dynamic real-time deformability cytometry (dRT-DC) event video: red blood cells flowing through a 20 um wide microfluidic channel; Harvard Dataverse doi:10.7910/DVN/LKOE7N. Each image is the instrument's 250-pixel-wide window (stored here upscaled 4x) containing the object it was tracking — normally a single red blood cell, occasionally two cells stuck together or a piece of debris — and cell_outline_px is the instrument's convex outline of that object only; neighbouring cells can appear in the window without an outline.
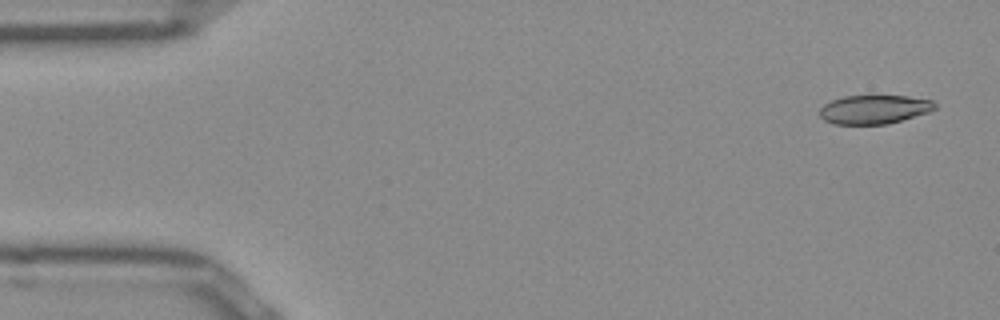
{"species": "Egyptian fruit bat (a non-hibernating species)", "species_latin": "Rousettus aegyptiacus", "temperature_condition": "room temperature", "stored_images_in_passage": 49, "camera_frame_rate_fps": 3000, "um_per_image_px": 0.085, "frame": {"image": 1, "passage_image": 1, "time_ms": 0.0, "image_size_px": [1000, 320], "cell_outline_px": [[936, 108], [932, 112], [888, 124], [836, 124], [824, 120], [820, 116], [820, 108], [824, 104], [832, 100], [844, 96], [908, 96], [932, 100], [936, 104]], "centroid_in_image_um": [74.35, 9.3], "position_along_channel_um": 10.6, "area_um2": 19.48}}
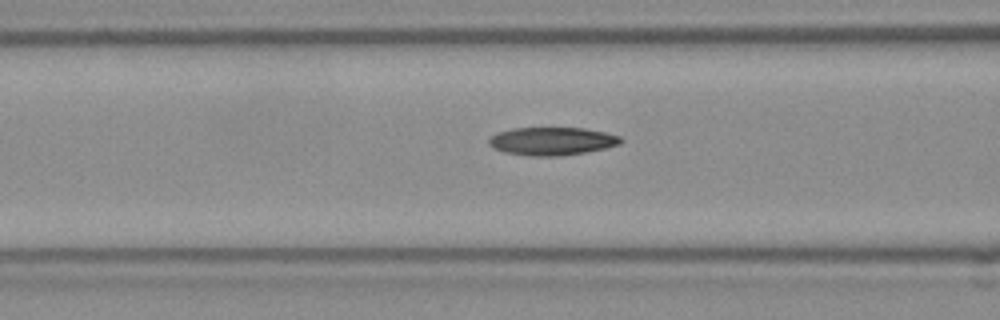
{"frame": {"image": 2, "passage_image": 18, "time_ms": 5.667, "image_size_px": [1000, 320], "cell_outline_px": [[624, 140], [620, 144], [604, 148], [584, 152], [560, 156], [532, 156], [504, 152], [492, 148], [488, 144], [488, 140], [496, 132], [512, 128], [584, 128], [604, 132], [620, 136]], "centroid_in_image_um": [46.89, 11.99], "position_along_channel_um": 119.7, "area_um2": 21.56}}
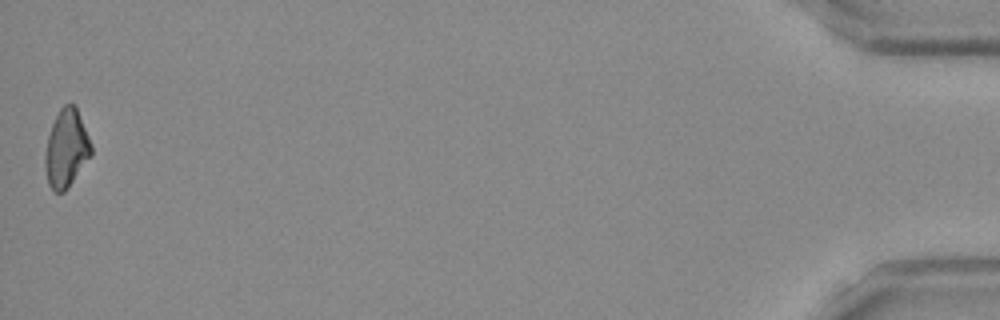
{"frame": {"image": 3, "passage_image": 49, "time_ms": 16.0, "image_size_px": [1000, 320], "cell_outline_px": [[92, 156], [68, 188], [64, 192], [56, 192], [48, 184], [44, 168], [44, 156], [48, 136], [52, 124], [60, 108], [64, 104], [76, 104], [92, 144]], "centroid_in_image_um": [5.65, 12.62], "position_along_channel_um": 429.5, "area_um2": 21.27}}